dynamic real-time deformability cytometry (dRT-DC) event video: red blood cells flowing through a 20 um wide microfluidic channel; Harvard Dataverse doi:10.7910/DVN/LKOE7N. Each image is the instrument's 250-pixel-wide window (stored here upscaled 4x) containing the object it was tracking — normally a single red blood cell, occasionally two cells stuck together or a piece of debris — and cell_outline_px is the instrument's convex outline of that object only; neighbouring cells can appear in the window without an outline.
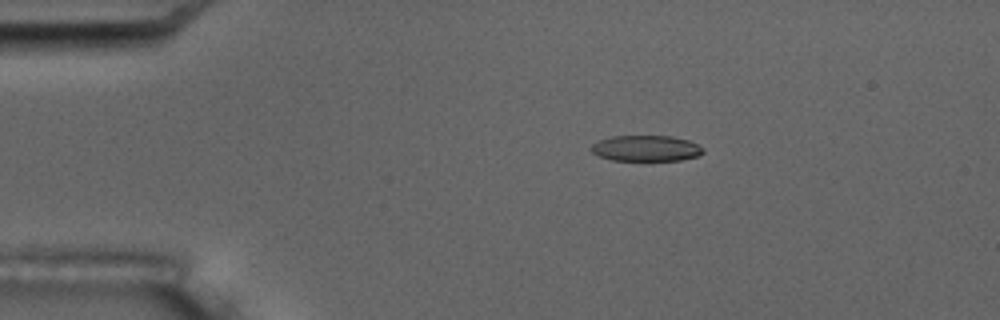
{"species": "common noctule bat (a hibernating species)", "species_latin": "Nyctalus noctula", "temperature_condition": "room temperature", "stored_images_in_passage": 8, "camera_frame_rate_fps": 3000, "um_per_image_px": 0.085, "animal": {"sex": "male", "body_mass_g": 17.5, "forearm_length_mm": 52.3}, "frame": {"image": 1, "passage_image": 4, "time_ms": 3.333, "image_size_px": [1000, 320], "cell_outline_px": [[704, 152], [700, 156], [680, 160], [612, 160], [600, 156], [592, 152], [588, 148], [592, 144], [600, 140], [612, 136], [672, 136], [688, 140], [704, 148]], "centroid_in_image_um": [54.92, 12.6], "position_along_channel_um": 30.1, "area_um2": 16.88}}
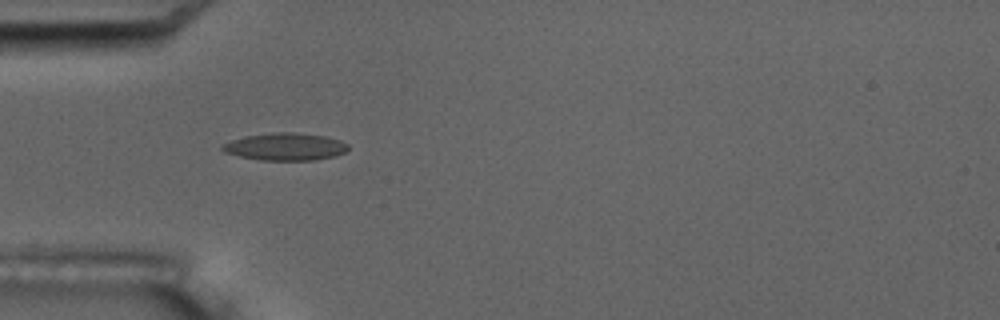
{"frame": {"image": 2, "passage_image": 6, "time_ms": 5.667, "image_size_px": [1000, 320], "cell_outline_px": [[348, 148], [344, 152], [336, 156], [312, 160], [260, 160], [240, 156], [224, 152], [220, 148], [224, 144], [232, 140], [244, 136], [272, 132], [292, 132], [324, 136], [340, 140], [348, 144]], "centroid_in_image_um": [24.24, 12.46], "position_along_channel_um": 60.8, "area_um2": 20.0}}